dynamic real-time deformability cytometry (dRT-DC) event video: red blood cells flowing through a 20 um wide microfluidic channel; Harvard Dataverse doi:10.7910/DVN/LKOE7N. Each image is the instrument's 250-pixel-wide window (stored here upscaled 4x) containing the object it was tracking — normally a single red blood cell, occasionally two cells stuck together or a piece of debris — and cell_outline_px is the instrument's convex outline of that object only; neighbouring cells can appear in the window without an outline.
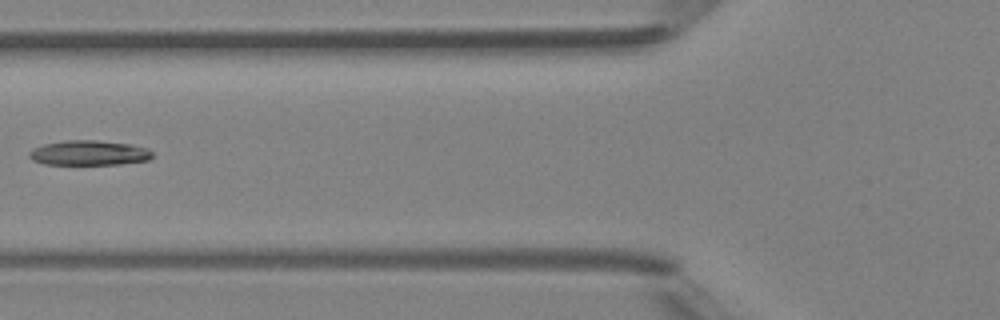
{"species": "Egyptian fruit bat (a non-hibernating species)", "species_latin": "Rousettus aegyptiacus", "temperature_condition": "room temperature", "stored_images_in_passage": 6, "camera_frame_rate_fps": 3000, "um_per_image_px": 0.085, "animal": {"sex": "female"}, "frame": {"image": 1, "passage_image": 6, "time_ms": 5.667, "image_size_px": [1000, 320], "cell_outline_px": [[152, 156], [148, 160], [120, 164], [44, 164], [32, 160], [28, 156], [28, 152], [44, 144], [64, 140], [96, 140], [132, 144], [148, 148], [152, 152]], "centroid_in_image_um": [7.57, 12.99], "position_along_channel_um": 118.2, "area_um2": 17.86}}